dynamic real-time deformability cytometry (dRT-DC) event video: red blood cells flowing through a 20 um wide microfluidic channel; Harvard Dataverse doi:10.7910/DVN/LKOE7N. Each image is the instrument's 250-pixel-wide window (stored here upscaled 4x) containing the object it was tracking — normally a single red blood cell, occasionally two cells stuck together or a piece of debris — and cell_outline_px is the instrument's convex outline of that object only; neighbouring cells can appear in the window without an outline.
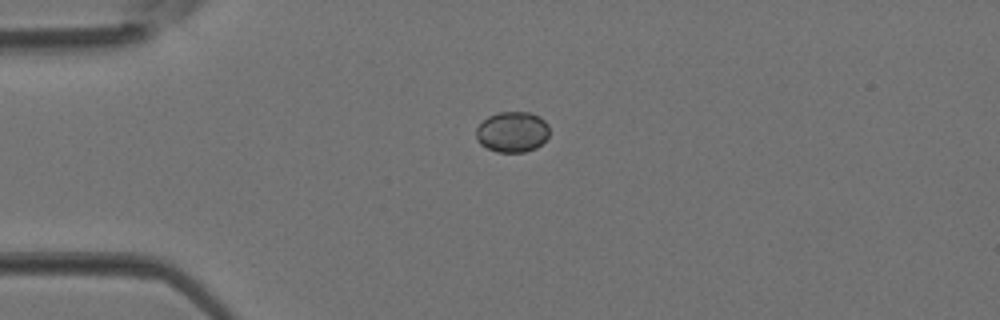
{"species": "Egyptian fruit bat (a non-hibernating species)", "species_latin": "Rousettus aegyptiacus", "temperature_condition": "room temperature", "stored_images_in_passage": 3, "camera_frame_rate_fps": 3000, "um_per_image_px": 0.085, "animal": {"sex": "female"}, "frame": {"image": 1, "passage_image": 3, "time_ms": 0.667, "image_size_px": [1000, 320], "cell_outline_px": [[548, 136], [536, 148], [524, 152], [496, 152], [480, 144], [476, 140], [476, 128], [488, 116], [496, 112], [532, 112], [540, 116], [548, 124]], "centroid_in_image_um": [43.54, 11.2], "position_along_channel_um": 41.5, "area_um2": 17.46}}